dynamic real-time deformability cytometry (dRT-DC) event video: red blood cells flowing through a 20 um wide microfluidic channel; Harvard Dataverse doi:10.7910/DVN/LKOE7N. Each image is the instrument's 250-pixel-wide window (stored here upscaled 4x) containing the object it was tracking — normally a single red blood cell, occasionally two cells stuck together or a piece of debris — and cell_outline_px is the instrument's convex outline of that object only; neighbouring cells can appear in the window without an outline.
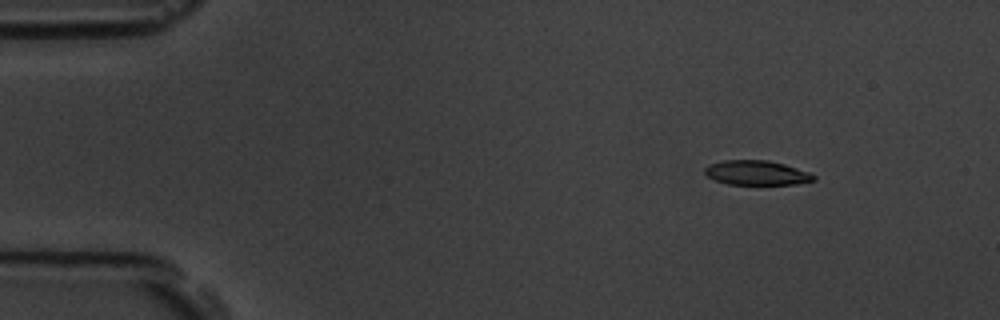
{"species": "common noctule bat (a hibernating species)", "species_latin": "Nyctalus noctula", "temperature_condition": "room temperature", "stored_images_in_passage": 7, "camera_frame_rate_fps": 3000, "um_per_image_px": 0.085, "animal": {"sex": "male", "body_mass_g": 19.5, "forearm_length_mm": 54.6}, "frame": {"image": 1, "passage_image": 2, "time_ms": 1.0, "image_size_px": [1000, 320], "cell_outline_px": [[816, 180], [796, 184], [728, 184], [716, 180], [708, 176], [704, 172], [704, 168], [708, 164], [724, 160], [768, 160], [784, 164], [808, 172], [816, 176]], "centroid_in_image_um": [64.3, 14.68], "position_along_channel_um": 20.7, "area_um2": 15.49}}
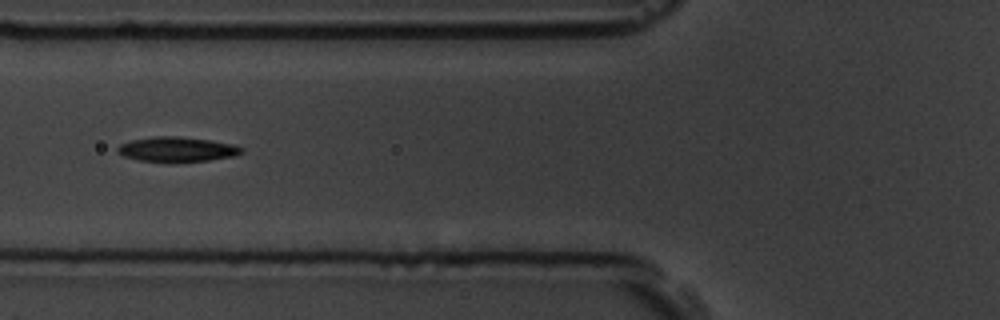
{"frame": {"image": 2, "passage_image": 6, "time_ms": 5.667, "image_size_px": [1000, 320], "cell_outline_px": [[244, 152], [236, 156], [208, 160], [172, 164], [140, 160], [124, 156], [116, 152], [116, 148], [120, 144], [132, 140], [152, 136], [176, 136], [208, 140], [232, 144], [244, 148]], "centroid_in_image_um": [15.04, 12.72], "position_along_channel_um": 110.8, "area_um2": 18.38}}
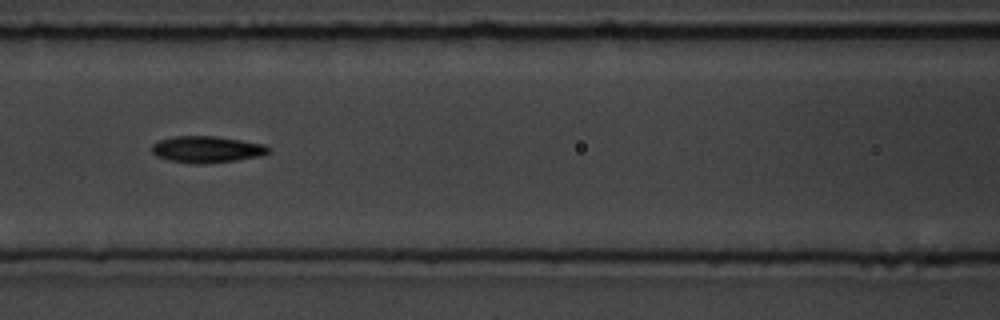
{"frame": {"image": 3, "passage_image": 7, "time_ms": 6.667, "image_size_px": [1000, 320], "cell_outline_px": [[272, 148], [268, 152], [260, 156], [236, 160], [204, 164], [196, 164], [168, 160], [156, 156], [152, 152], [152, 144], [160, 140], [172, 136], [216, 136], [264, 144]], "centroid_in_image_um": [17.57, 12.7], "position_along_channel_um": 149.0, "area_um2": 18.09}}